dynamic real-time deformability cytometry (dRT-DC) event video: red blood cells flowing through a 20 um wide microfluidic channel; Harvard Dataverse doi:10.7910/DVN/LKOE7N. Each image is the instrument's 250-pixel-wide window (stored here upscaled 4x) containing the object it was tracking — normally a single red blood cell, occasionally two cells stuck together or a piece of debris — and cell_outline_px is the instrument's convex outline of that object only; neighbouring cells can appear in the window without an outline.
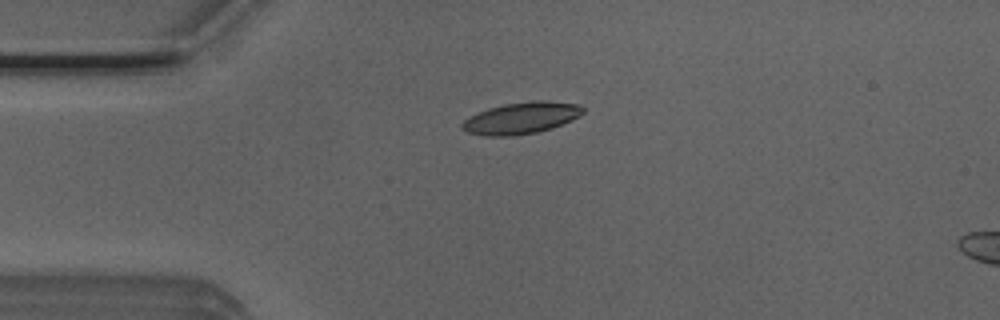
{"species": "Egyptian fruit bat (a non-hibernating species)", "species_latin": "Rousettus aegyptiacus", "temperature_condition": "room temperature", "stored_images_in_passage": 5, "camera_frame_rate_fps": 3000, "um_per_image_px": 0.085, "animal": {"sex": "male"}, "frame": {"image": 1, "passage_image": 1, "time_ms": 0.0, "image_size_px": [1000, 320], "cell_outline_px": [[584, 112], [580, 116], [572, 120], [552, 128], [536, 132], [512, 136], [484, 136], [468, 132], [460, 128], [460, 124], [468, 116], [488, 108], [504, 104], [536, 100], [548, 100], [580, 104], [584, 108]], "centroid_in_image_um": [44.31, 10.02], "position_along_channel_um": 40.7, "area_um2": 22.54}}